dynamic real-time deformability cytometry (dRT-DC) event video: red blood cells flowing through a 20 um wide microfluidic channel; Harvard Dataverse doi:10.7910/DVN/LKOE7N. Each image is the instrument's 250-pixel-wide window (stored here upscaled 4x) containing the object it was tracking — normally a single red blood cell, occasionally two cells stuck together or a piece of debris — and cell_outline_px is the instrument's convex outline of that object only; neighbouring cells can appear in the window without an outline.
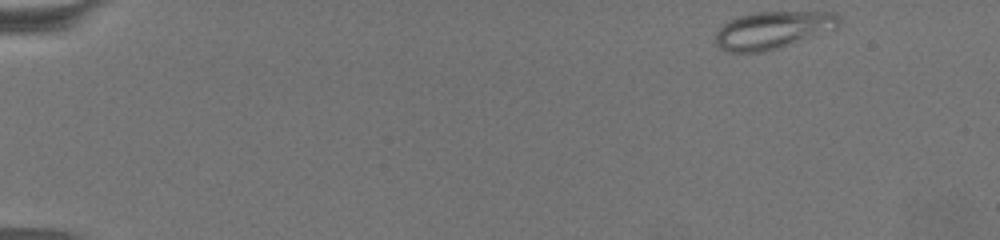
{"species": "common noctule bat (a hibernating species)", "species_latin": "Nyctalus noctula", "temperature_condition": "warm", "stored_images_in_passage": 54, "camera_frame_rate_fps": 3000, "um_per_image_px": 0.085, "animal": {"sex": "female", "body_mass_g": 19.5, "forearm_length_mm": 54.1}, "frame": {"image": 1, "passage_image": 1, "time_ms": 0.0, "image_size_px": [1000, 240], "cell_outline_px": [[840, 24], [836, 28], [764, 52], [724, 52], [716, 44], [716, 32], [724, 24], [740, 16], [756, 12], [836, 12], [840, 16]], "centroid_in_image_um": [65.67, 2.55], "position_along_channel_um": 19.3, "area_um2": 26.47}}
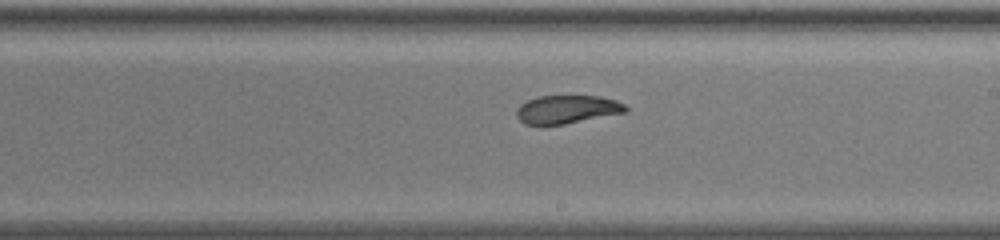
{"frame": {"image": 2, "passage_image": 34, "time_ms": 11.0, "image_size_px": [1000, 240], "cell_outline_px": [[628, 112], [564, 124], [524, 124], [516, 116], [516, 108], [520, 104], [536, 96], [600, 96], [616, 100], [624, 104], [628, 108]], "centroid_in_image_um": [48.21, 9.29], "position_along_channel_um": 240.8, "area_um2": 18.03}}
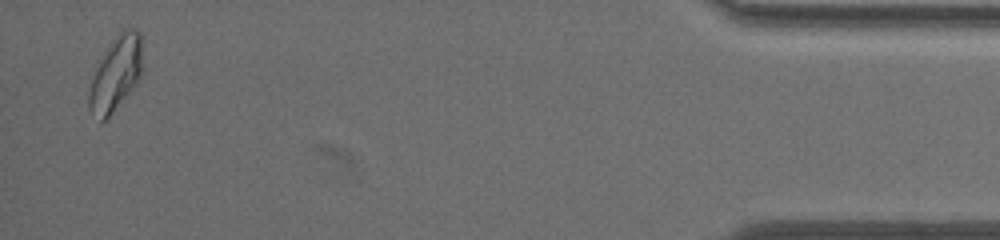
{"frame": {"image": 3, "passage_image": 53, "time_ms": 17.333, "image_size_px": [1000, 240], "cell_outline_px": [[144, 72], [112, 112], [104, 120], [100, 120], [88, 108], [88, 96], [92, 80], [96, 68], [112, 40], [120, 28], [136, 28], [140, 32], [144, 68]], "centroid_in_image_um": [9.89, 6.17], "position_along_channel_um": 425.3, "area_um2": 22.89}, "authors_computed_cell_mechanics": {"area_um2": 20.4901, "velocity_mm_per_s": 3.0957, "shape_relaxation_time_tau1_ms": 8.6702, "shape_relaxation_time_tau2_ms": 2.8969, "deformation_change_tau1": 0.2054, "deformation_change_tau2": 0.0832}}